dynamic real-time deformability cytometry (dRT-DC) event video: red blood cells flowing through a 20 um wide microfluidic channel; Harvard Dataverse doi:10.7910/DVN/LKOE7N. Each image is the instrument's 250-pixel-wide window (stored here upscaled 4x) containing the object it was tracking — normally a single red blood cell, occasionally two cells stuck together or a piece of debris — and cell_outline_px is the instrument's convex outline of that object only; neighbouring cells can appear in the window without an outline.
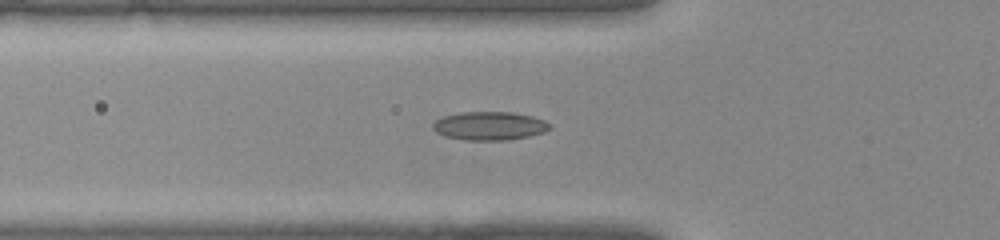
{"species": "common noctule bat (a hibernating species)", "species_latin": "Nyctalus noctula", "temperature_condition": "warm", "stored_images_in_passage": 39, "segment_of_instrument_passage": [1, 2], "camera_frame_rate_fps": 3000, "um_per_image_px": 0.085, "animal": {"sex": "female", "body_mass_g": 22.0, "forearm_length_mm": 56.7}, "frame": {"image": 1, "passage_image": 15, "time_ms": 4.667, "image_size_px": [1000, 240], "cell_outline_px": [[552, 128], [544, 132], [528, 136], [508, 140], [464, 140], [444, 136], [436, 132], [432, 128], [432, 124], [436, 120], [444, 116], [460, 112], [512, 112], [532, 116], [544, 120], [552, 124]], "centroid_in_image_um": [41.62, 10.7], "position_along_channel_um": 84.2, "area_um2": 19.54}}
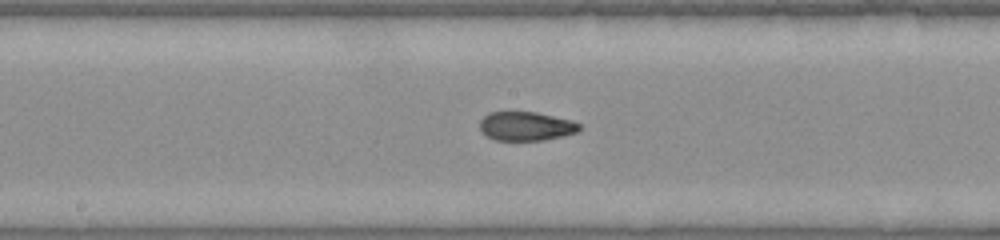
{"frame": {"image": 2, "passage_image": 22, "time_ms": 7.0, "image_size_px": [1000, 240], "cell_outline_px": [[580, 128], [576, 132], [564, 136], [544, 140], [496, 140], [488, 136], [480, 128], [480, 120], [488, 112], [536, 112], [572, 120], [580, 124]], "centroid_in_image_um": [44.73, 10.72], "position_along_channel_um": 203.5, "area_um2": 16.7}}
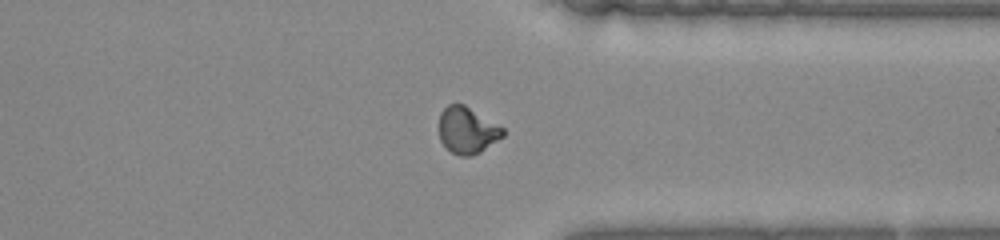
{"frame": {"image": 3, "passage_image": 32, "time_ms": 10.333, "image_size_px": [1000, 240], "cell_outline_px": [[504, 136], [480, 152], [472, 156], [460, 156], [452, 152], [440, 140], [440, 112], [448, 104], [464, 104], [504, 128]], "centroid_in_image_um": [39.72, 11.07], "position_along_channel_um": 371.7, "area_um2": 17.17}}